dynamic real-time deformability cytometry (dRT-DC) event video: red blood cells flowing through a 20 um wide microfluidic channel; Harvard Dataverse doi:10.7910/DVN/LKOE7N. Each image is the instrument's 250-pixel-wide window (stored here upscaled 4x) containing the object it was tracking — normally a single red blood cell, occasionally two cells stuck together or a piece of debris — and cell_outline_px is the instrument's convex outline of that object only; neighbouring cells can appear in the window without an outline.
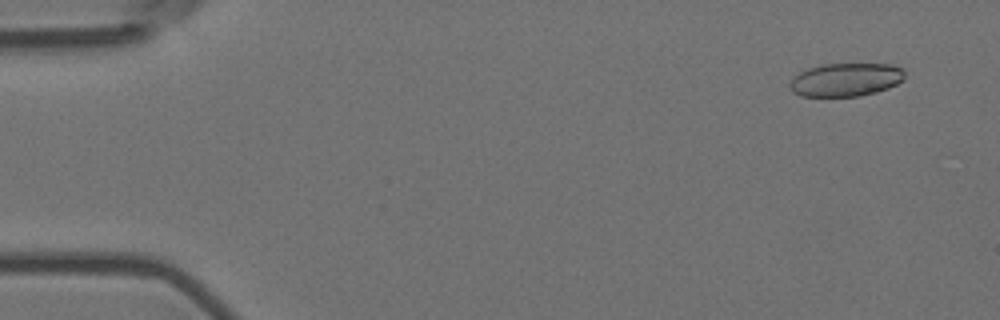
{"species": "Egyptian fruit bat (a non-hibernating species)", "species_latin": "Rousettus aegyptiacus", "temperature_condition": "room temperature", "stored_images_in_passage": 25, "camera_frame_rate_fps": 3000, "um_per_image_px": 0.085, "animal": {"sex": "female"}, "frame": {"image": 1, "passage_image": 4, "time_ms": 1.0, "image_size_px": [1000, 320], "cell_outline_px": [[904, 80], [888, 88], [876, 92], [860, 96], [800, 96], [792, 92], [788, 84], [800, 72], [808, 68], [824, 64], [892, 64], [904, 68]], "centroid_in_image_um": [71.91, 6.77], "position_along_channel_um": 13.1, "area_um2": 22.37}}
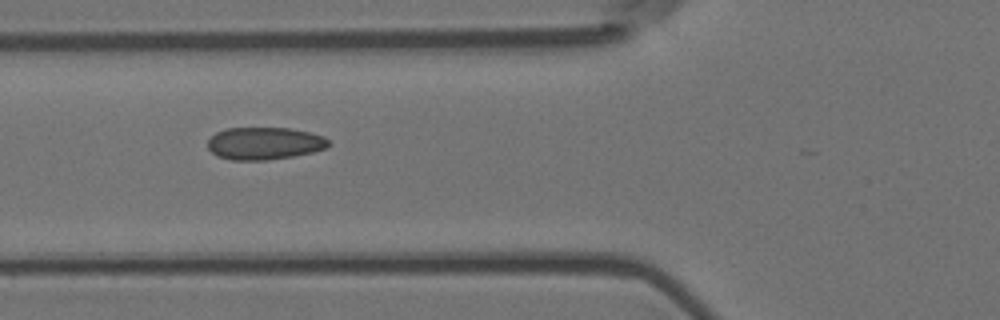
{"frame": {"image": 2, "passage_image": 21, "time_ms": 6.667, "image_size_px": [1000, 320], "cell_outline_px": [[332, 144], [328, 148], [312, 152], [292, 156], [268, 160], [232, 160], [216, 156], [208, 148], [208, 140], [216, 132], [228, 128], [288, 128], [308, 132], [324, 136]], "centroid_in_image_um": [22.49, 12.19], "position_along_channel_um": 103.3, "area_um2": 22.89}}
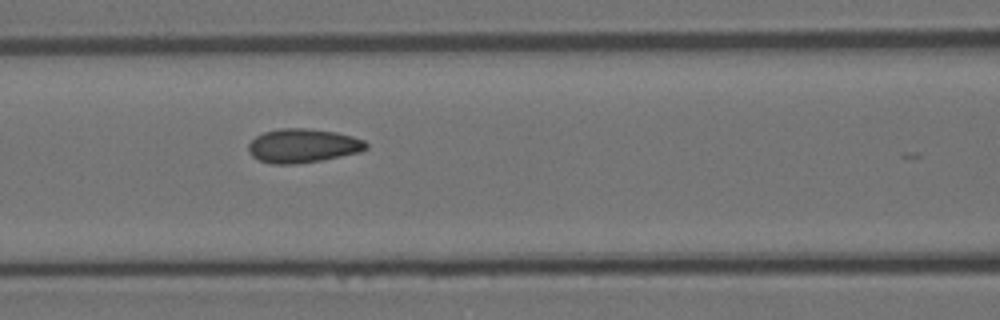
{"frame": {"image": 3, "passage_image": 24, "time_ms": 7.667, "image_size_px": [1000, 320], "cell_outline_px": [[368, 148], [360, 152], [320, 160], [296, 164], [272, 164], [260, 160], [252, 156], [248, 152], [248, 144], [256, 136], [264, 132], [280, 128], [304, 128], [336, 132], [352, 136], [364, 140], [368, 144]], "centroid_in_image_um": [25.73, 12.38], "position_along_channel_um": 140.9, "area_um2": 23.24}}